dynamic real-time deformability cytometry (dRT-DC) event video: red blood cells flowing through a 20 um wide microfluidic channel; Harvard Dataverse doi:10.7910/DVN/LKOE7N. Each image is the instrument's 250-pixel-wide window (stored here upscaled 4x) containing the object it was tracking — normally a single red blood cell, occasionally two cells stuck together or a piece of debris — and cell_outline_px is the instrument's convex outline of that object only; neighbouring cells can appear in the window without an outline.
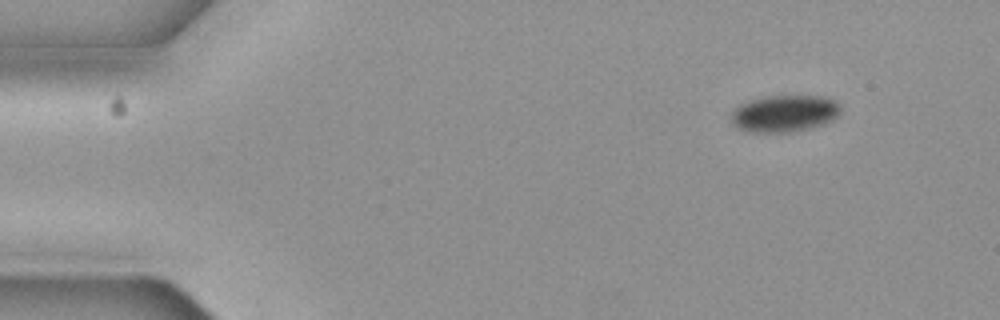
{"species": "common noctule bat (a hibernating species)", "species_latin": "Nyctalus noctula", "temperature_condition": "cold", "stored_images_in_passage": 6, "camera_frame_rate_fps": 3000, "um_per_image_px": 0.085, "animal": {"sex": "female", "body_mass_g": 19.3, "forearm_length_mm": 54.1}, "frame": {"image": 1, "passage_image": 1, "time_ms": 0.0, "image_size_px": [1000, 320], "cell_outline_px": [[840, 108], [836, 116], [820, 124], [788, 132], [752, 132], [740, 128], [732, 124], [728, 116], [740, 104], [748, 100], [764, 96], [824, 96], [836, 100], [840, 104]], "centroid_in_image_um": [66.61, 9.62], "position_along_channel_um": 18.4, "area_um2": 23.24}}